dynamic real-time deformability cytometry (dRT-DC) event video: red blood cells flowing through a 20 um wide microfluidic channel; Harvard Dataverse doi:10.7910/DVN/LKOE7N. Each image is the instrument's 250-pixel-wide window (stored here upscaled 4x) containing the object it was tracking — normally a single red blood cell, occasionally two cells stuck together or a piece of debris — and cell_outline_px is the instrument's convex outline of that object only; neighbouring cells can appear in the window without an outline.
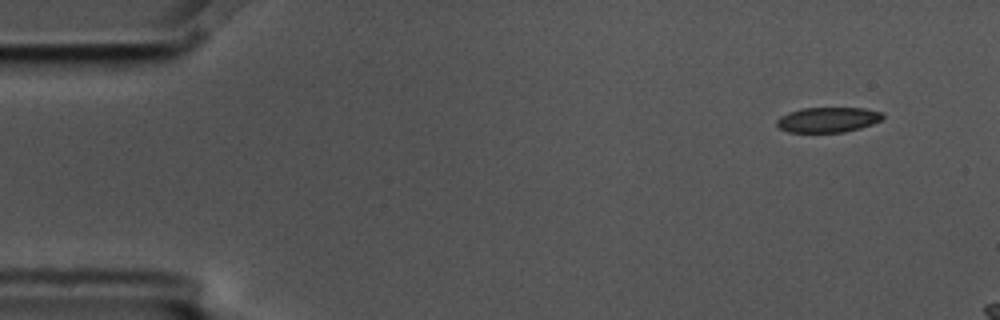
{"species": "common noctule bat (a hibernating species)", "species_latin": "Nyctalus noctula", "temperature_condition": "cold", "stored_images_in_passage": 3, "camera_frame_rate_fps": 3000, "um_per_image_px": 0.085, "animal": {"sex": "male", "body_mass_g": 17.5, "forearm_length_mm": 52.3}, "frame": {"image": 1, "passage_image": 1, "time_ms": 0.0, "image_size_px": [1000, 320], "cell_outline_px": [[884, 116], [880, 120], [872, 124], [860, 128], [844, 132], [788, 132], [780, 128], [776, 124], [776, 120], [780, 116], [788, 112], [800, 108], [864, 108], [884, 112]], "centroid_in_image_um": [70.36, 10.17], "position_along_channel_um": 14.6, "area_um2": 15.61}}